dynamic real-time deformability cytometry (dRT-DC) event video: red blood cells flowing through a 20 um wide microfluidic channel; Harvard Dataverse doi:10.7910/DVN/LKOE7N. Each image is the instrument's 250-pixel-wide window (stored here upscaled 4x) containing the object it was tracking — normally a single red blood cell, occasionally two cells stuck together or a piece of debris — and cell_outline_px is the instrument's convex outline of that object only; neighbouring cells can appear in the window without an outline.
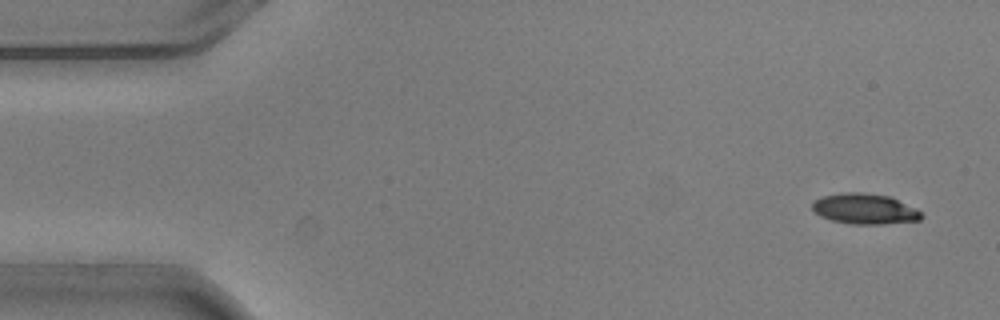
{"species": "common noctule bat (a hibernating species)", "species_latin": "Nyctalus noctula", "temperature_condition": "warm", "stored_images_in_passage": 4, "camera_frame_rate_fps": 3000, "um_per_image_px": 0.085, "animal": {"sex": "male", "body_mass_g": 20.5, "forearm_length_mm": 52.5}, "frame": {"image": 1, "passage_image": 1, "time_ms": 0.0, "image_size_px": [1000, 320], "cell_outline_px": [[924, 216], [920, 220], [884, 224], [852, 224], [832, 220], [820, 216], [812, 208], [812, 204], [816, 200], [824, 196], [844, 192], [860, 192], [892, 196], [916, 208]], "centroid_in_image_um": [73.55, 17.75], "position_along_channel_um": 11.5, "area_um2": 19.42}}